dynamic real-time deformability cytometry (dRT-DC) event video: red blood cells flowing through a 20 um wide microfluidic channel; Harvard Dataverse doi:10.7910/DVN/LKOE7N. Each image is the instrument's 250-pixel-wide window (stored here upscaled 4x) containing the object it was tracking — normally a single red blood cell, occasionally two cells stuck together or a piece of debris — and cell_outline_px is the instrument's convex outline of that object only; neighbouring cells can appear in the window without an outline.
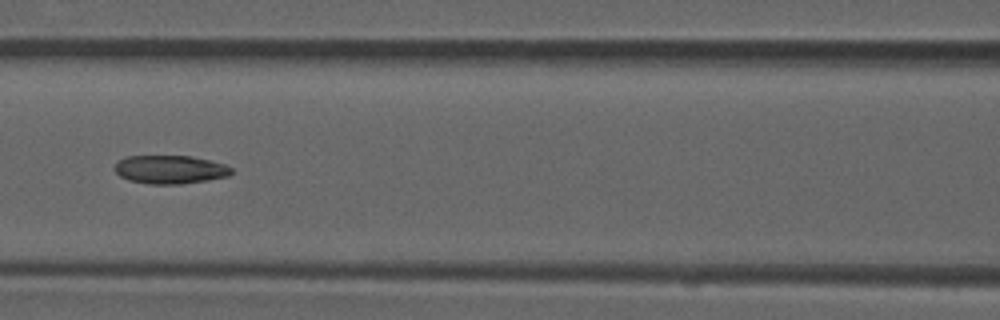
{"species": "common noctule bat (a hibernating species)", "species_latin": "Nyctalus noctula", "temperature_condition": "room temperature", "stored_images_in_passage": 4, "camera_frame_rate_fps": 3000, "um_per_image_px": 0.085, "animal": {"sex": "male", "forearm_length_mm": 52.5}, "frame": {"image": 1, "passage_image": 4, "time_ms": 1.0, "image_size_px": [1000, 320], "cell_outline_px": [[232, 172], [228, 176], [208, 180], [180, 184], [152, 184], [128, 180], [120, 176], [112, 168], [124, 156], [192, 156], [224, 164], [232, 168]], "centroid_in_image_um": [14.44, 14.41], "position_along_channel_um": 152.2, "area_um2": 19.31}}